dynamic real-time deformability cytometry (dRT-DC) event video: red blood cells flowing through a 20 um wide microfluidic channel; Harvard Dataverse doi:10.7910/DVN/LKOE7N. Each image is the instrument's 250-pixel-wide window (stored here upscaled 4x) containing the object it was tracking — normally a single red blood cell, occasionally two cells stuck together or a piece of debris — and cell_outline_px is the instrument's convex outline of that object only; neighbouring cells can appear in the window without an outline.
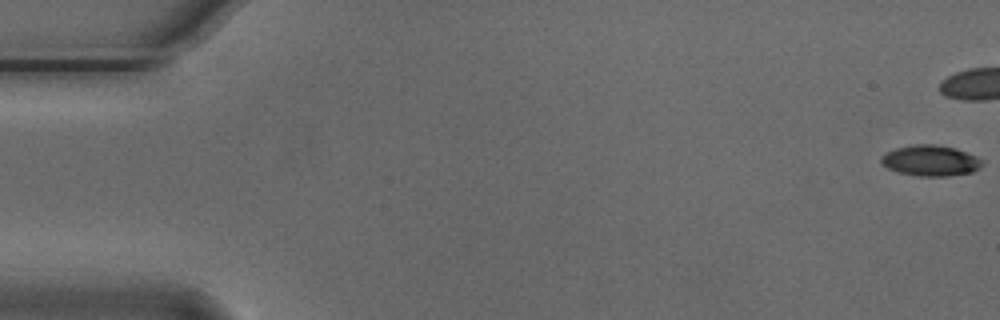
{"species": "Egyptian fruit bat (a non-hibernating species)", "species_latin": "Rousettus aegyptiacus", "temperature_condition": "cold", "stored_images_in_passage": 17, "camera_frame_rate_fps": 3000, "um_per_image_px": 0.085, "animal": {"sex": "male"}, "frame": {"image": 1, "passage_image": 1, "time_ms": 0.0, "image_size_px": [1000, 320], "cell_outline_px": [[984, 164], [980, 168], [972, 172], [948, 176], [920, 176], [900, 172], [888, 168], [880, 160], [880, 156], [884, 152], [896, 148], [916, 144], [936, 144], [956, 148], [976, 156], [984, 160]], "centroid_in_image_um": [79.13, 13.64], "position_along_channel_um": 5.9, "area_um2": 18.21}}